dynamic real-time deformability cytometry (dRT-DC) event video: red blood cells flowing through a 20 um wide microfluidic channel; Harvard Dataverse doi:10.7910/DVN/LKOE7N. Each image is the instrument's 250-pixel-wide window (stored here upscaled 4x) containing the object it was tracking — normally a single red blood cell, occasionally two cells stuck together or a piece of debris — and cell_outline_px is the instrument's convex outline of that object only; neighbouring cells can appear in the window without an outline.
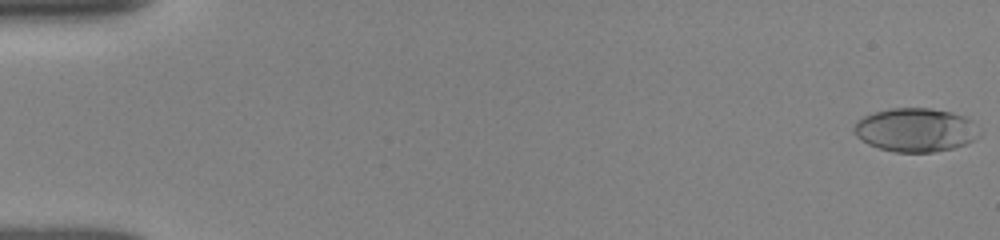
{"species": "human", "species_latin": "Homo sapiens", "temperature_condition": "room temperature", "stored_images_in_passage": 44, "camera_frame_rate_fps": 3000, "um_per_image_px": 0.085, "donor": {"sex": "female"}, "frame": {"image": 1, "passage_image": 1, "time_ms": 0.0, "image_size_px": [1000, 240], "cell_outline_px": [[984, 132], [980, 136], [964, 144], [952, 148], [932, 152], [896, 152], [880, 148], [868, 144], [856, 136], [856, 124], [864, 116], [876, 112], [892, 108], [928, 108], [952, 112], [964, 116]], "centroid_in_image_um": [77.88, 11.04], "position_along_channel_um": 7.1, "area_um2": 31.56}}
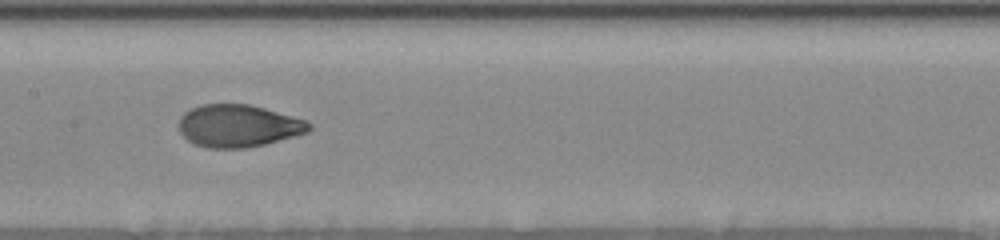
{"frame": {"image": 2, "passage_image": 27, "time_ms": 8.667, "image_size_px": [1000, 240], "cell_outline_px": [[312, 128], [308, 132], [264, 144], [248, 148], [208, 148], [196, 144], [188, 140], [180, 132], [180, 116], [184, 112], [200, 104], [248, 104], [264, 108], [308, 120], [312, 124]], "centroid_in_image_um": [20.28, 10.69], "position_along_channel_um": 187.1, "area_um2": 32.14}}
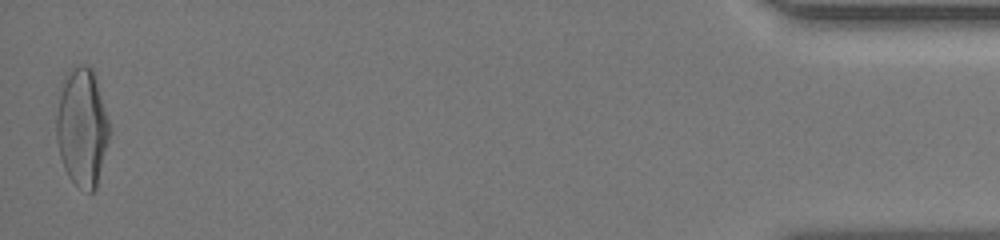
{"frame": {"image": 3, "passage_image": 44, "time_ms": 17.0, "image_size_px": [1000, 240], "cell_outline_px": [[108, 140], [96, 188], [92, 192], [88, 192], [76, 184], [68, 176], [64, 168], [60, 156], [56, 136], [56, 116], [60, 96], [64, 80], [80, 64], [84, 64], [92, 68], [108, 120]], "centroid_in_image_um": [6.96, 10.88], "position_along_channel_um": 428.2, "area_um2": 35.37}, "authors_computed_cell_mechanics": {"area_um2": 31.8478, "velocity_mm_per_s": 3.895, "shape_relaxation_time_tau1_ms": 3.841, "shape_relaxation_time_tau2_ms": 0.9918, "deformation_change_tau1": 0.1968, "deformation_change_tau2": 0.0508}}